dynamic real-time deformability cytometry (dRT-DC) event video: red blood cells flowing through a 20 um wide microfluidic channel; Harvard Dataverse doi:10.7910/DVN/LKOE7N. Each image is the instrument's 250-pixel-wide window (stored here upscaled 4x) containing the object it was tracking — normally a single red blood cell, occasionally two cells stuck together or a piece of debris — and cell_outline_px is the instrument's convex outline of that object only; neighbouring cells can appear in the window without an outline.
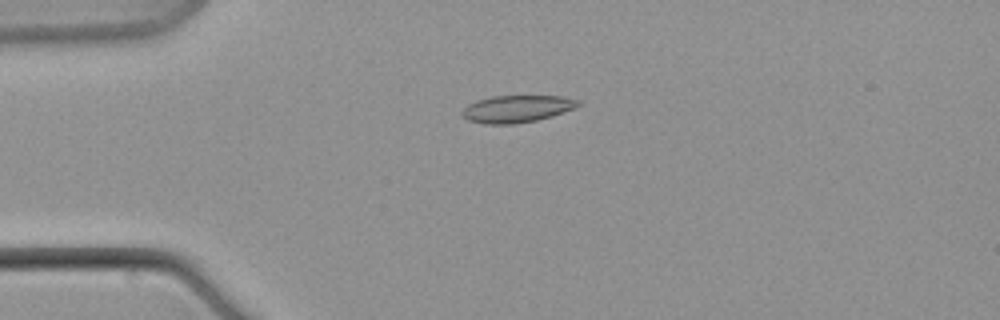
{"species": "common noctule bat (a hibernating species)", "species_latin": "Nyctalus noctula", "temperature_condition": "warm", "stored_images_in_passage": 7, "camera_frame_rate_fps": 3000, "um_per_image_px": 0.085, "animal": {"sex": "male", "body_mass_g": 21.5, "forearm_length_mm": 52.0}, "frame": {"image": 1, "passage_image": 5, "time_ms": 5.667, "image_size_px": [1000, 320], "cell_outline_px": [[580, 104], [572, 108], [552, 116], [536, 120], [512, 124], [484, 124], [468, 120], [460, 112], [468, 104], [476, 100], [492, 96], [560, 96], [580, 100]], "centroid_in_image_um": [43.89, 9.25], "position_along_channel_um": 41.1, "area_um2": 18.21}}
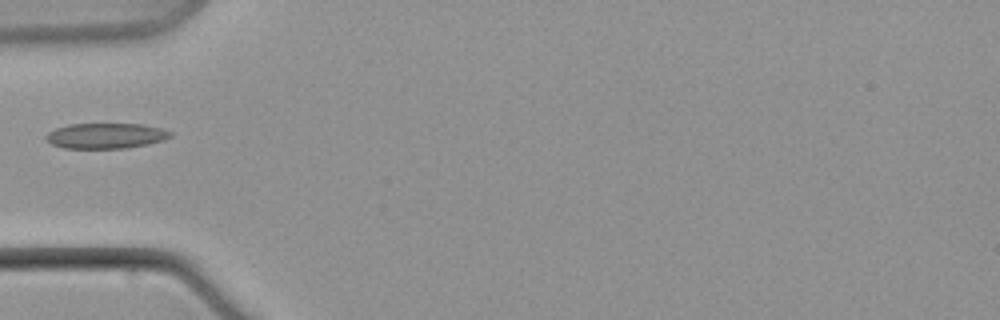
{"frame": {"image": 2, "passage_image": 7, "time_ms": 8.0, "image_size_px": [1000, 320], "cell_outline_px": [[172, 136], [164, 140], [148, 144], [124, 148], [64, 148], [52, 144], [44, 136], [48, 132], [56, 128], [68, 124], [144, 124], [160, 128], [172, 132]], "centroid_in_image_um": [9.0, 11.54], "position_along_channel_um": 76.0, "area_um2": 18.38}}